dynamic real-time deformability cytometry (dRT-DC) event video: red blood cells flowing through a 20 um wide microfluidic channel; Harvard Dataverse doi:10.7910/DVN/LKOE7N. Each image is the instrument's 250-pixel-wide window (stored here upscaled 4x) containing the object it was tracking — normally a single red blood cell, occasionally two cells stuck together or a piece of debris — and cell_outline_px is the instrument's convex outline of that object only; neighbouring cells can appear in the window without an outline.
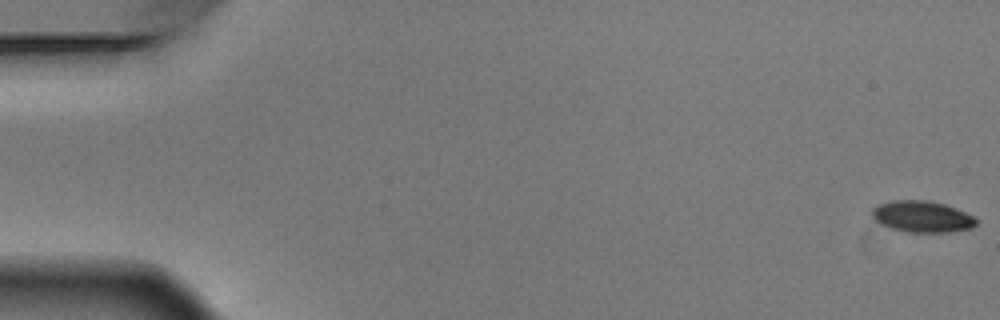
{"species": "Egyptian fruit bat (a non-hibernating species)", "species_latin": "Rousettus aegyptiacus", "temperature_condition": "warm", "stored_images_in_passage": 5, "camera_frame_rate_fps": 3000, "um_per_image_px": 0.085, "animal": {"sex": "male"}, "frame": {"image": 1, "passage_image": 1, "time_ms": 0.0, "image_size_px": [1000, 320], "cell_outline_px": [[980, 220], [972, 228], [948, 232], [908, 232], [892, 228], [880, 224], [872, 216], [872, 208], [880, 204], [892, 200], [928, 200], [944, 204], [956, 208]], "centroid_in_image_um": [78.39, 18.41], "position_along_channel_um": 6.6, "area_um2": 19.02}}